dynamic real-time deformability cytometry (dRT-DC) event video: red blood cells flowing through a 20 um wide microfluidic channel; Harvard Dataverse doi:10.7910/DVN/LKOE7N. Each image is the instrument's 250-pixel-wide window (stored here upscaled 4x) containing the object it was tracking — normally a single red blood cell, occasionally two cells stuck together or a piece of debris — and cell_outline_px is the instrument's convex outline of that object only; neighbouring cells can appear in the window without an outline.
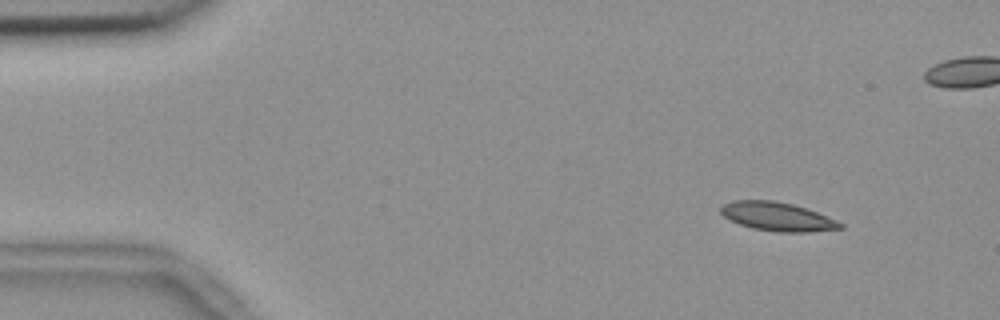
{"species": "common noctule bat (a hibernating species)", "species_latin": "Nyctalus noctula", "temperature_condition": "room temperature", "stored_images_in_passage": 56, "camera_frame_rate_fps": 3000, "um_per_image_px": 0.085, "animal": {"sex": "female", "body_mass_g": 18.4}, "frame": {"image": 1, "passage_image": 6, "time_ms": 1.667, "image_size_px": [1000, 320], "cell_outline_px": [[844, 228], [808, 232], [776, 232], [752, 228], [728, 220], [720, 212], [720, 208], [724, 204], [732, 200], [772, 200], [792, 204], [816, 212], [836, 220], [844, 224]], "centroid_in_image_um": [66.05, 18.41], "position_along_channel_um": 18.9, "area_um2": 19.94}}
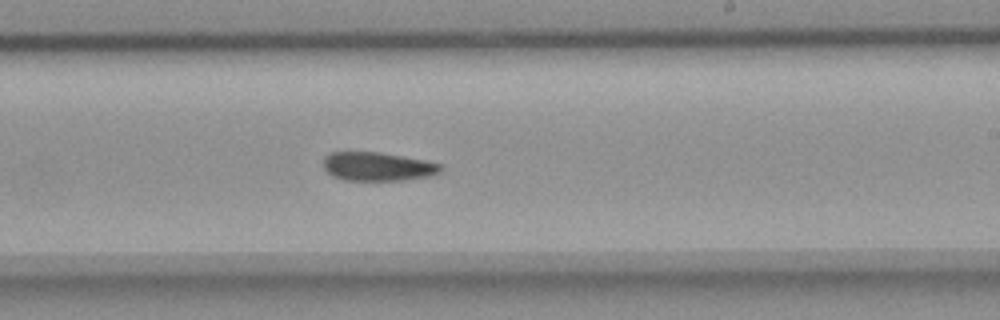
{"frame": {"image": 2, "passage_image": 33, "time_ms": 10.667, "image_size_px": [1000, 320], "cell_outline_px": [[444, 168], [440, 172], [428, 176], [404, 180], [344, 180], [332, 176], [324, 168], [324, 156], [328, 152], [380, 152], [424, 160], [440, 164]], "centroid_in_image_um": [32.08, 14.15], "position_along_channel_um": 256.9, "area_um2": 19.59}}
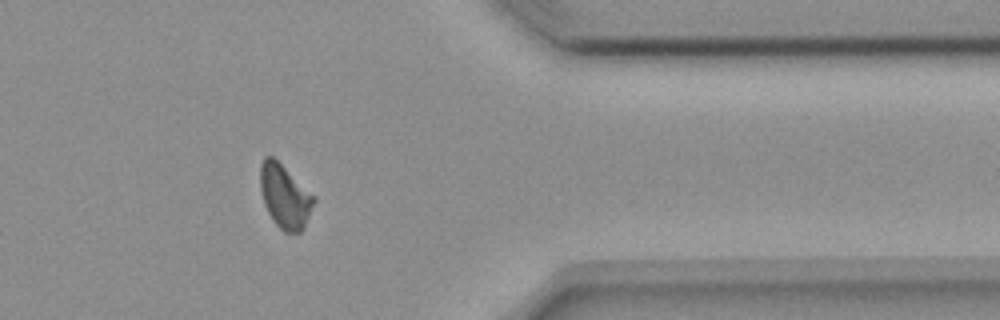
{"frame": {"image": 3, "passage_image": 45, "time_ms": 14.667, "image_size_px": [1000, 320], "cell_outline_px": [[316, 200], [304, 228], [300, 232], [284, 232], [272, 220], [264, 204], [260, 188], [260, 164], [264, 156], [272, 156], [316, 196]], "centroid_in_image_um": [24.22, 16.69], "position_along_channel_um": 387.2, "area_um2": 19.94}, "authors_computed_cell_mechanics": {"area_um2": 20.0566, "velocity_mm_per_s": 3.6707, "shape_relaxation_time_tau1_ms": 7.0924, "shape_relaxation_time_tau2_ms": 4.7348, "deformation_change_tau1": 0.1499, "deformation_change_tau2": 0.1049}}